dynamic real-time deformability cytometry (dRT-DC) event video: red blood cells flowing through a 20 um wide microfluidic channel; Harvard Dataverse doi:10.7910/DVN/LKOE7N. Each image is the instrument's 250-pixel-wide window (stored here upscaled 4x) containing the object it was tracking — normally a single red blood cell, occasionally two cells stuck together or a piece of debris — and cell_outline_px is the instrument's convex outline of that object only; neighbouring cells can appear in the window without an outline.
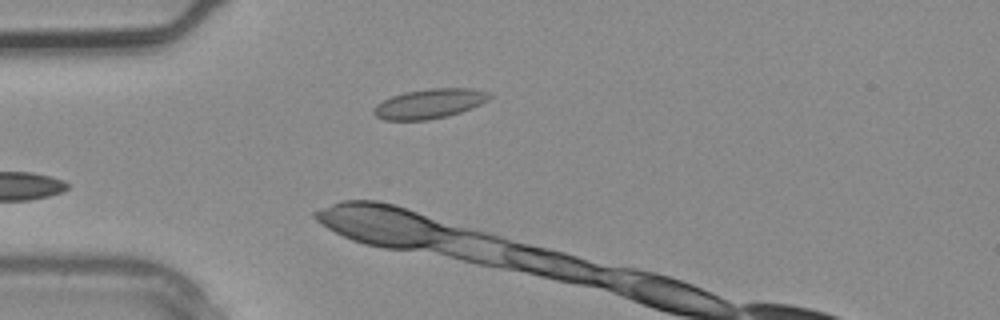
{"species": "common noctule bat (a hibernating species)", "species_latin": "Nyctalus noctula", "temperature_condition": "warm", "stored_images_in_passage": 3, "camera_frame_rate_fps": 3000, "um_per_image_px": 0.085, "animal": {"sex": "male", "body_mass_g": 20.4}, "frame": {"image": 1, "passage_image": 2, "time_ms": 0.333, "image_size_px": [1000, 320], "cell_outline_px": [[492, 96], [488, 100], [472, 108], [448, 116], [428, 120], [384, 120], [376, 116], [372, 112], [372, 108], [376, 104], [392, 96], [404, 92], [432, 88], [468, 88], [488, 92]], "centroid_in_image_um": [36.48, 8.82], "position_along_channel_um": 48.5, "area_um2": 20.0}}